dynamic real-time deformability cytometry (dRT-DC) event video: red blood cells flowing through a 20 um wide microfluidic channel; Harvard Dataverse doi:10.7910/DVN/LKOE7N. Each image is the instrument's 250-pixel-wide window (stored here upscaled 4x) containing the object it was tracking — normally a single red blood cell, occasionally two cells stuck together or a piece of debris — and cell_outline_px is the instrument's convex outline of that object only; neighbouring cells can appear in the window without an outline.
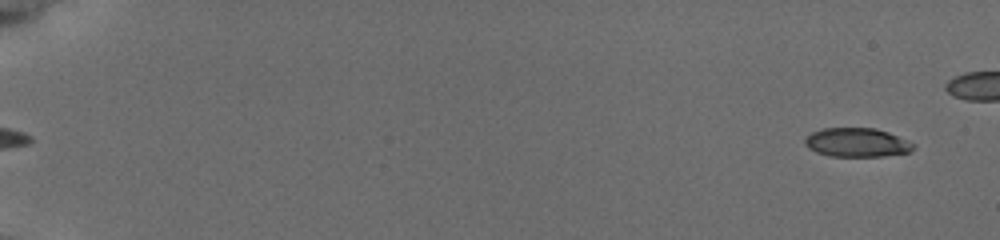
{"species": "common noctule bat (a hibernating species)", "species_latin": "Nyctalus noctula", "temperature_condition": "cold", "stored_images_in_passage": 65, "camera_frame_rate_fps": 3000, "um_per_image_px": 0.085, "animal": {"sex": "female", "body_mass_g": 19.5, "forearm_length_mm": 54.1}, "frame": {"image": 1, "passage_image": 4, "time_ms": 0.667, "image_size_px": [1000, 240], "cell_outline_px": [[912, 148], [908, 152], [884, 156], [832, 156], [816, 152], [808, 148], [804, 144], [804, 140], [812, 132], [824, 128], [876, 128], [888, 132], [912, 144]], "centroid_in_image_um": [72.77, 12.11], "position_along_channel_um": 12.2, "area_um2": 17.92}}
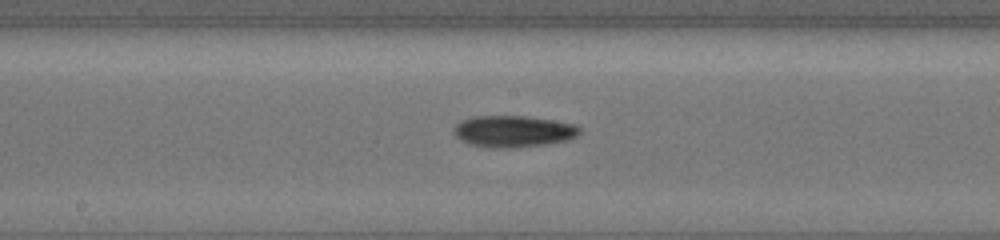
{"frame": {"image": 2, "passage_image": 46, "time_ms": 10.333, "image_size_px": [1000, 240], "cell_outline_px": [[580, 132], [576, 136], [568, 140], [544, 144], [508, 148], [488, 148], [468, 144], [460, 140], [452, 132], [452, 128], [456, 124], [472, 116], [528, 116], [576, 124], [580, 128]], "centroid_in_image_um": [43.59, 11.16], "position_along_channel_um": 204.6, "area_um2": 23.29}}
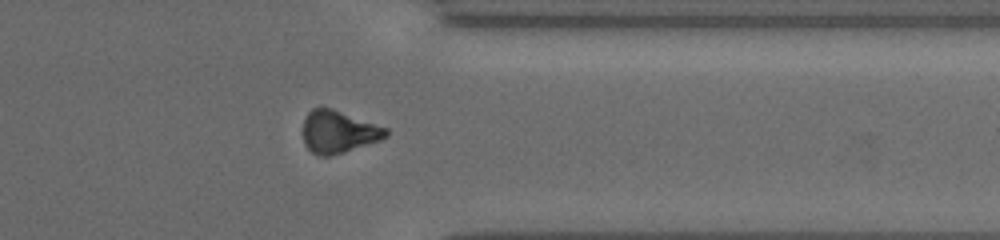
{"frame": {"image": 3, "passage_image": 60, "time_ms": 15.0, "image_size_px": [1000, 240], "cell_outline_px": [[388, 136], [380, 140], [344, 152], [328, 156], [320, 156], [312, 152], [304, 144], [304, 120], [308, 112], [312, 108], [332, 108], [388, 128]], "centroid_in_image_um": [28.78, 11.2], "position_along_channel_um": 382.6, "area_um2": 20.35}}